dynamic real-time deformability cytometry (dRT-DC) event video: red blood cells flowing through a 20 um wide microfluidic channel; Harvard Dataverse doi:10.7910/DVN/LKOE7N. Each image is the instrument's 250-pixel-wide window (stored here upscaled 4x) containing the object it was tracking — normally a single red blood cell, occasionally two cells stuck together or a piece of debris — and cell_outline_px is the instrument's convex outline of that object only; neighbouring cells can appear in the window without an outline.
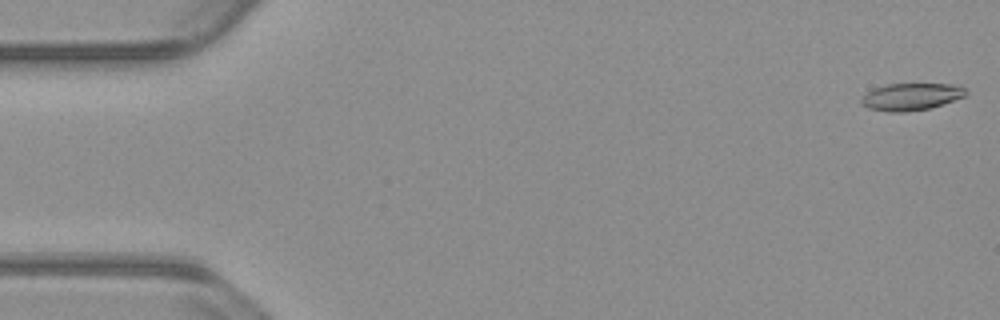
{"species": "common noctule bat (a hibernating species)", "species_latin": "Nyctalus noctula", "temperature_condition": "warm", "stored_images_in_passage": 22, "camera_frame_rate_fps": 3000, "um_per_image_px": 0.085, "animal": {"sex": "male", "body_mass_g": 23.1, "forearm_length_mm": 52.7}, "frame": {"image": 1, "passage_image": 1, "time_ms": 0.0, "image_size_px": [1000, 320], "cell_outline_px": [[968, 92], [964, 96], [944, 104], [928, 108], [904, 112], [888, 112], [868, 108], [860, 104], [860, 100], [868, 92], [876, 88], [888, 84], [960, 84]], "centroid_in_image_um": [77.46, 8.22], "position_along_channel_um": 7.5, "area_um2": 16.47}}
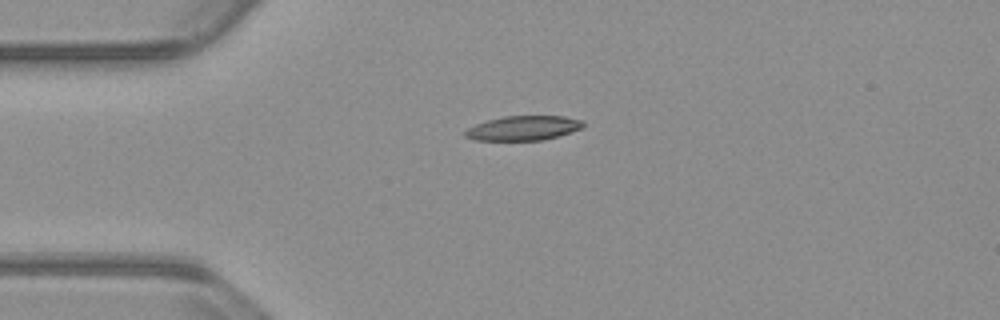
{"frame": {"image": 2, "passage_image": 13, "time_ms": 4.0, "image_size_px": [1000, 320], "cell_outline_px": [[584, 128], [544, 140], [476, 140], [464, 136], [464, 132], [468, 128], [476, 124], [488, 120], [504, 116], [564, 116], [580, 120], [584, 124]], "centroid_in_image_um": [44.49, 10.89], "position_along_channel_um": 40.5, "area_um2": 16.76}}
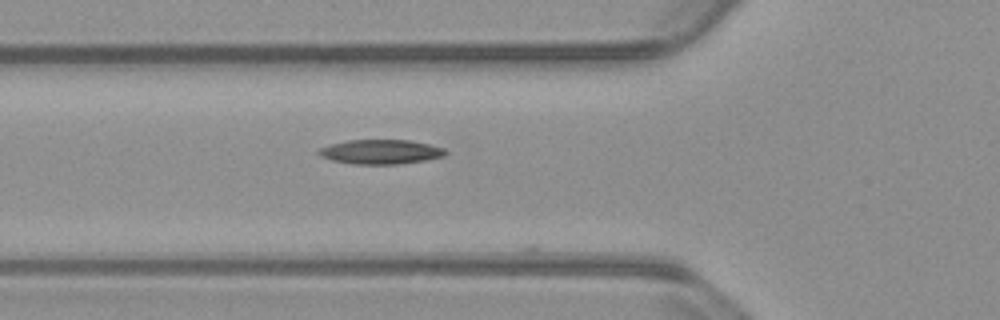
{"frame": {"image": 3, "passage_image": 19, "time_ms": 6.0, "image_size_px": [1000, 320], "cell_outline_px": [[448, 152], [444, 156], [428, 160], [400, 164], [352, 164], [332, 160], [320, 156], [316, 152], [320, 148], [332, 144], [348, 140], [408, 140], [428, 144], [444, 148]], "centroid_in_image_um": [32.37, 12.91], "position_along_channel_um": 93.4, "area_um2": 18.09}}